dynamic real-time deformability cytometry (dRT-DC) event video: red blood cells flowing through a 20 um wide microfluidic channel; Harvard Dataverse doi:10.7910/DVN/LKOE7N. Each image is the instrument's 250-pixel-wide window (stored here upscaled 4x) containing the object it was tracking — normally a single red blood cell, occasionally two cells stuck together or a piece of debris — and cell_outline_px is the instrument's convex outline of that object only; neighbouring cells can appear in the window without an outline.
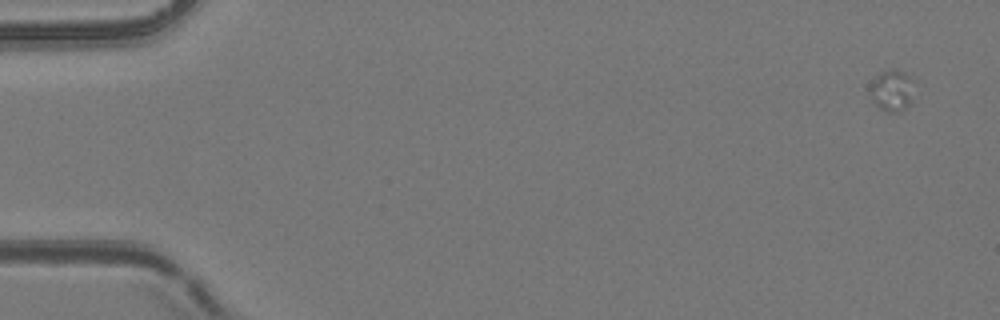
{"species": "common noctule bat (a hibernating species)", "species_latin": "Nyctalus noctula", "temperature_condition": "room temperature", "stored_images_in_passage": 5, "camera_frame_rate_fps": 3000, "um_per_image_px": 0.085, "animal": {"sex": "female", "body_mass_g": 24.6, "forearm_length_mm": 56.2}, "frame": {"image": 1, "passage_image": 2, "time_ms": 0.333, "image_size_px": [1000, 320], "cell_outline_px": [[912, 104], [900, 112], [888, 112], [872, 104], [868, 92], [868, 88], [872, 80], [880, 72], [892, 68], [896, 68], [904, 72], [908, 76]], "centroid_in_image_um": [75.71, 7.72], "position_along_channel_um": 9.3, "area_um2": 10.75}}